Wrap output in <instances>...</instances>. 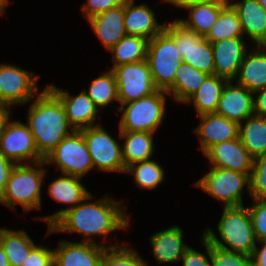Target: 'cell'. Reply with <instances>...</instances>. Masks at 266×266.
I'll return each instance as SVG.
<instances>
[{"label": "cell", "mask_w": 266, "mask_h": 266, "mask_svg": "<svg viewBox=\"0 0 266 266\" xmlns=\"http://www.w3.org/2000/svg\"><path fill=\"white\" fill-rule=\"evenodd\" d=\"M91 198L92 194L76 207L66 211L51 227L48 226L47 233H78L85 238L81 242L97 244L93 236H103L105 239L116 230L129 228L130 218L126 213V206L123 207L121 201H115L106 195L94 202L89 201Z\"/></svg>", "instance_id": "1"}, {"label": "cell", "mask_w": 266, "mask_h": 266, "mask_svg": "<svg viewBox=\"0 0 266 266\" xmlns=\"http://www.w3.org/2000/svg\"><path fill=\"white\" fill-rule=\"evenodd\" d=\"M27 125L43 158L75 131L68 122L62 102L47 86L30 105Z\"/></svg>", "instance_id": "2"}, {"label": "cell", "mask_w": 266, "mask_h": 266, "mask_svg": "<svg viewBox=\"0 0 266 266\" xmlns=\"http://www.w3.org/2000/svg\"><path fill=\"white\" fill-rule=\"evenodd\" d=\"M217 230L221 240L218 239L214 231L209 227L204 231L202 237L211 245L222 250L247 256L252 255L257 240L248 207H224Z\"/></svg>", "instance_id": "3"}, {"label": "cell", "mask_w": 266, "mask_h": 266, "mask_svg": "<svg viewBox=\"0 0 266 266\" xmlns=\"http://www.w3.org/2000/svg\"><path fill=\"white\" fill-rule=\"evenodd\" d=\"M34 165V166H33ZM45 161L32 164H17L13 168L0 203L12 210L20 204L24 210L41 209V187L46 174Z\"/></svg>", "instance_id": "4"}, {"label": "cell", "mask_w": 266, "mask_h": 266, "mask_svg": "<svg viewBox=\"0 0 266 266\" xmlns=\"http://www.w3.org/2000/svg\"><path fill=\"white\" fill-rule=\"evenodd\" d=\"M166 95H169L166 91L156 90L151 95L121 104L118 107V111H122L119 130L155 133L163 123Z\"/></svg>", "instance_id": "5"}, {"label": "cell", "mask_w": 266, "mask_h": 266, "mask_svg": "<svg viewBox=\"0 0 266 266\" xmlns=\"http://www.w3.org/2000/svg\"><path fill=\"white\" fill-rule=\"evenodd\" d=\"M146 60L157 90L167 91L173 85L182 55L174 37L165 28L149 40Z\"/></svg>", "instance_id": "6"}, {"label": "cell", "mask_w": 266, "mask_h": 266, "mask_svg": "<svg viewBox=\"0 0 266 266\" xmlns=\"http://www.w3.org/2000/svg\"><path fill=\"white\" fill-rule=\"evenodd\" d=\"M249 177L250 174L211 166V170L197 180L195 185L218 201H222L224 207H237L243 206L242 195L245 185L249 193Z\"/></svg>", "instance_id": "7"}, {"label": "cell", "mask_w": 266, "mask_h": 266, "mask_svg": "<svg viewBox=\"0 0 266 266\" xmlns=\"http://www.w3.org/2000/svg\"><path fill=\"white\" fill-rule=\"evenodd\" d=\"M46 165L59 167L62 174L82 178L93 170L91 156L81 131L65 137L45 158Z\"/></svg>", "instance_id": "8"}, {"label": "cell", "mask_w": 266, "mask_h": 266, "mask_svg": "<svg viewBox=\"0 0 266 266\" xmlns=\"http://www.w3.org/2000/svg\"><path fill=\"white\" fill-rule=\"evenodd\" d=\"M165 29L174 37L182 55V61L208 75L215 74L211 43L201 34L189 30L176 19L165 22Z\"/></svg>", "instance_id": "9"}, {"label": "cell", "mask_w": 266, "mask_h": 266, "mask_svg": "<svg viewBox=\"0 0 266 266\" xmlns=\"http://www.w3.org/2000/svg\"><path fill=\"white\" fill-rule=\"evenodd\" d=\"M101 124L80 130L86 141L93 168L106 172H125L122 146Z\"/></svg>", "instance_id": "10"}, {"label": "cell", "mask_w": 266, "mask_h": 266, "mask_svg": "<svg viewBox=\"0 0 266 266\" xmlns=\"http://www.w3.org/2000/svg\"><path fill=\"white\" fill-rule=\"evenodd\" d=\"M0 152L16 165L17 163L34 164L44 160L36 148L28 125L19 120L12 122L10 116L0 134Z\"/></svg>", "instance_id": "11"}, {"label": "cell", "mask_w": 266, "mask_h": 266, "mask_svg": "<svg viewBox=\"0 0 266 266\" xmlns=\"http://www.w3.org/2000/svg\"><path fill=\"white\" fill-rule=\"evenodd\" d=\"M38 76L11 64H0V105H25L37 94Z\"/></svg>", "instance_id": "12"}, {"label": "cell", "mask_w": 266, "mask_h": 266, "mask_svg": "<svg viewBox=\"0 0 266 266\" xmlns=\"http://www.w3.org/2000/svg\"><path fill=\"white\" fill-rule=\"evenodd\" d=\"M112 71L116 77L120 104L138 100L157 90L147 60L120 65Z\"/></svg>", "instance_id": "13"}, {"label": "cell", "mask_w": 266, "mask_h": 266, "mask_svg": "<svg viewBox=\"0 0 266 266\" xmlns=\"http://www.w3.org/2000/svg\"><path fill=\"white\" fill-rule=\"evenodd\" d=\"M120 245L92 244L60 240L57 249L53 250L54 266H102L107 248Z\"/></svg>", "instance_id": "14"}, {"label": "cell", "mask_w": 266, "mask_h": 266, "mask_svg": "<svg viewBox=\"0 0 266 266\" xmlns=\"http://www.w3.org/2000/svg\"><path fill=\"white\" fill-rule=\"evenodd\" d=\"M203 154L213 167L251 174L254 158L243 146L240 138L214 144Z\"/></svg>", "instance_id": "15"}, {"label": "cell", "mask_w": 266, "mask_h": 266, "mask_svg": "<svg viewBox=\"0 0 266 266\" xmlns=\"http://www.w3.org/2000/svg\"><path fill=\"white\" fill-rule=\"evenodd\" d=\"M62 102L69 124L75 131H80L95 124L100 109L88 97L85 90H82L76 96H70L67 90L59 89L55 85L47 86Z\"/></svg>", "instance_id": "16"}, {"label": "cell", "mask_w": 266, "mask_h": 266, "mask_svg": "<svg viewBox=\"0 0 266 266\" xmlns=\"http://www.w3.org/2000/svg\"><path fill=\"white\" fill-rule=\"evenodd\" d=\"M232 83V80L226 82L215 113L240 124L254 114V94L244 86Z\"/></svg>", "instance_id": "17"}, {"label": "cell", "mask_w": 266, "mask_h": 266, "mask_svg": "<svg viewBox=\"0 0 266 266\" xmlns=\"http://www.w3.org/2000/svg\"><path fill=\"white\" fill-rule=\"evenodd\" d=\"M48 194L56 202L69 205L67 208L58 210L53 215L39 218L51 227L66 211L76 207L91 193L82 185L81 178L63 174L48 186Z\"/></svg>", "instance_id": "18"}, {"label": "cell", "mask_w": 266, "mask_h": 266, "mask_svg": "<svg viewBox=\"0 0 266 266\" xmlns=\"http://www.w3.org/2000/svg\"><path fill=\"white\" fill-rule=\"evenodd\" d=\"M215 74L234 81L241 63L248 52L243 37L230 38L211 43Z\"/></svg>", "instance_id": "19"}, {"label": "cell", "mask_w": 266, "mask_h": 266, "mask_svg": "<svg viewBox=\"0 0 266 266\" xmlns=\"http://www.w3.org/2000/svg\"><path fill=\"white\" fill-rule=\"evenodd\" d=\"M199 124L193 131L200 140L204 153L209 147L220 142L239 138V123L216 113L200 115Z\"/></svg>", "instance_id": "20"}, {"label": "cell", "mask_w": 266, "mask_h": 266, "mask_svg": "<svg viewBox=\"0 0 266 266\" xmlns=\"http://www.w3.org/2000/svg\"><path fill=\"white\" fill-rule=\"evenodd\" d=\"M124 25L127 35H136L148 40L157 36L164 28V24L156 21L155 14L145 3L134 5L133 0L124 3Z\"/></svg>", "instance_id": "21"}, {"label": "cell", "mask_w": 266, "mask_h": 266, "mask_svg": "<svg viewBox=\"0 0 266 266\" xmlns=\"http://www.w3.org/2000/svg\"><path fill=\"white\" fill-rule=\"evenodd\" d=\"M88 22L107 51L127 35L124 25V4L90 18Z\"/></svg>", "instance_id": "22"}, {"label": "cell", "mask_w": 266, "mask_h": 266, "mask_svg": "<svg viewBox=\"0 0 266 266\" xmlns=\"http://www.w3.org/2000/svg\"><path fill=\"white\" fill-rule=\"evenodd\" d=\"M149 239L158 264L179 262L190 247L183 242V231L177 225L156 232Z\"/></svg>", "instance_id": "23"}, {"label": "cell", "mask_w": 266, "mask_h": 266, "mask_svg": "<svg viewBox=\"0 0 266 266\" xmlns=\"http://www.w3.org/2000/svg\"><path fill=\"white\" fill-rule=\"evenodd\" d=\"M238 14L244 35L259 45L266 39V11L258 0H240L230 3Z\"/></svg>", "instance_id": "24"}, {"label": "cell", "mask_w": 266, "mask_h": 266, "mask_svg": "<svg viewBox=\"0 0 266 266\" xmlns=\"http://www.w3.org/2000/svg\"><path fill=\"white\" fill-rule=\"evenodd\" d=\"M246 53L234 80L251 92L266 88V55L258 45Z\"/></svg>", "instance_id": "25"}, {"label": "cell", "mask_w": 266, "mask_h": 266, "mask_svg": "<svg viewBox=\"0 0 266 266\" xmlns=\"http://www.w3.org/2000/svg\"><path fill=\"white\" fill-rule=\"evenodd\" d=\"M153 134L119 130V138L125 140L122 145L125 168L137 162L151 160L155 148Z\"/></svg>", "instance_id": "26"}, {"label": "cell", "mask_w": 266, "mask_h": 266, "mask_svg": "<svg viewBox=\"0 0 266 266\" xmlns=\"http://www.w3.org/2000/svg\"><path fill=\"white\" fill-rule=\"evenodd\" d=\"M227 5L228 3L220 0L199 3L186 8L189 10V19H177V21L204 37Z\"/></svg>", "instance_id": "27"}, {"label": "cell", "mask_w": 266, "mask_h": 266, "mask_svg": "<svg viewBox=\"0 0 266 266\" xmlns=\"http://www.w3.org/2000/svg\"><path fill=\"white\" fill-rule=\"evenodd\" d=\"M208 76V74L182 61L176 70L173 85L166 92L171 96L173 95L175 101L186 103Z\"/></svg>", "instance_id": "28"}, {"label": "cell", "mask_w": 266, "mask_h": 266, "mask_svg": "<svg viewBox=\"0 0 266 266\" xmlns=\"http://www.w3.org/2000/svg\"><path fill=\"white\" fill-rule=\"evenodd\" d=\"M0 243L10 266H22L31 251L37 246L24 230L0 228Z\"/></svg>", "instance_id": "29"}, {"label": "cell", "mask_w": 266, "mask_h": 266, "mask_svg": "<svg viewBox=\"0 0 266 266\" xmlns=\"http://www.w3.org/2000/svg\"><path fill=\"white\" fill-rule=\"evenodd\" d=\"M228 80L218 75H209L200 88L186 101L193 103L198 116L215 113L223 88Z\"/></svg>", "instance_id": "30"}, {"label": "cell", "mask_w": 266, "mask_h": 266, "mask_svg": "<svg viewBox=\"0 0 266 266\" xmlns=\"http://www.w3.org/2000/svg\"><path fill=\"white\" fill-rule=\"evenodd\" d=\"M148 43L149 40L141 36H124L114 47L109 50L110 53L113 54V66L110 67V70H113L115 67L120 65L146 60Z\"/></svg>", "instance_id": "31"}, {"label": "cell", "mask_w": 266, "mask_h": 266, "mask_svg": "<svg viewBox=\"0 0 266 266\" xmlns=\"http://www.w3.org/2000/svg\"><path fill=\"white\" fill-rule=\"evenodd\" d=\"M239 124V138L253 158L266 154V117L253 114Z\"/></svg>", "instance_id": "32"}, {"label": "cell", "mask_w": 266, "mask_h": 266, "mask_svg": "<svg viewBox=\"0 0 266 266\" xmlns=\"http://www.w3.org/2000/svg\"><path fill=\"white\" fill-rule=\"evenodd\" d=\"M237 37H243L241 23L236 11L228 4L204 38L213 43Z\"/></svg>", "instance_id": "33"}, {"label": "cell", "mask_w": 266, "mask_h": 266, "mask_svg": "<svg viewBox=\"0 0 266 266\" xmlns=\"http://www.w3.org/2000/svg\"><path fill=\"white\" fill-rule=\"evenodd\" d=\"M84 90L100 110L114 102V100L119 102L116 77L112 70L95 78L91 82L88 91Z\"/></svg>", "instance_id": "34"}, {"label": "cell", "mask_w": 266, "mask_h": 266, "mask_svg": "<svg viewBox=\"0 0 266 266\" xmlns=\"http://www.w3.org/2000/svg\"><path fill=\"white\" fill-rule=\"evenodd\" d=\"M125 172L134 175L135 184L141 189H155L165 178L163 168L154 160L134 163Z\"/></svg>", "instance_id": "35"}, {"label": "cell", "mask_w": 266, "mask_h": 266, "mask_svg": "<svg viewBox=\"0 0 266 266\" xmlns=\"http://www.w3.org/2000/svg\"><path fill=\"white\" fill-rule=\"evenodd\" d=\"M124 246L107 248L102 266H148L138 252Z\"/></svg>", "instance_id": "36"}, {"label": "cell", "mask_w": 266, "mask_h": 266, "mask_svg": "<svg viewBox=\"0 0 266 266\" xmlns=\"http://www.w3.org/2000/svg\"><path fill=\"white\" fill-rule=\"evenodd\" d=\"M249 183L251 199H266V154L254 158Z\"/></svg>", "instance_id": "37"}, {"label": "cell", "mask_w": 266, "mask_h": 266, "mask_svg": "<svg viewBox=\"0 0 266 266\" xmlns=\"http://www.w3.org/2000/svg\"><path fill=\"white\" fill-rule=\"evenodd\" d=\"M211 266H253L251 256L222 250L210 244Z\"/></svg>", "instance_id": "38"}, {"label": "cell", "mask_w": 266, "mask_h": 266, "mask_svg": "<svg viewBox=\"0 0 266 266\" xmlns=\"http://www.w3.org/2000/svg\"><path fill=\"white\" fill-rule=\"evenodd\" d=\"M253 205L248 206L251 215L254 234L257 241L266 240V199H253Z\"/></svg>", "instance_id": "39"}, {"label": "cell", "mask_w": 266, "mask_h": 266, "mask_svg": "<svg viewBox=\"0 0 266 266\" xmlns=\"http://www.w3.org/2000/svg\"><path fill=\"white\" fill-rule=\"evenodd\" d=\"M126 0H88L85 3L81 11L86 19L93 18L107 10L123 5Z\"/></svg>", "instance_id": "40"}, {"label": "cell", "mask_w": 266, "mask_h": 266, "mask_svg": "<svg viewBox=\"0 0 266 266\" xmlns=\"http://www.w3.org/2000/svg\"><path fill=\"white\" fill-rule=\"evenodd\" d=\"M202 241L206 248L205 255L202 252L189 247L181 258L183 266H211L210 243L204 237L202 238Z\"/></svg>", "instance_id": "41"}, {"label": "cell", "mask_w": 266, "mask_h": 266, "mask_svg": "<svg viewBox=\"0 0 266 266\" xmlns=\"http://www.w3.org/2000/svg\"><path fill=\"white\" fill-rule=\"evenodd\" d=\"M22 266H53V250L42 245L36 246Z\"/></svg>", "instance_id": "42"}, {"label": "cell", "mask_w": 266, "mask_h": 266, "mask_svg": "<svg viewBox=\"0 0 266 266\" xmlns=\"http://www.w3.org/2000/svg\"><path fill=\"white\" fill-rule=\"evenodd\" d=\"M15 163L8 160L1 152H0V197L5 191L7 181L9 180L10 174L15 167Z\"/></svg>", "instance_id": "43"}, {"label": "cell", "mask_w": 266, "mask_h": 266, "mask_svg": "<svg viewBox=\"0 0 266 266\" xmlns=\"http://www.w3.org/2000/svg\"><path fill=\"white\" fill-rule=\"evenodd\" d=\"M257 97L253 98L254 114L266 117V88L253 92Z\"/></svg>", "instance_id": "44"}, {"label": "cell", "mask_w": 266, "mask_h": 266, "mask_svg": "<svg viewBox=\"0 0 266 266\" xmlns=\"http://www.w3.org/2000/svg\"><path fill=\"white\" fill-rule=\"evenodd\" d=\"M257 244H261V248L258 249L257 245L251 255L253 266H266V240L257 241Z\"/></svg>", "instance_id": "45"}, {"label": "cell", "mask_w": 266, "mask_h": 266, "mask_svg": "<svg viewBox=\"0 0 266 266\" xmlns=\"http://www.w3.org/2000/svg\"><path fill=\"white\" fill-rule=\"evenodd\" d=\"M164 2H168L172 5H175L176 7H181V8H188L190 6L199 4V3H205V2H209L212 0H163Z\"/></svg>", "instance_id": "46"}, {"label": "cell", "mask_w": 266, "mask_h": 266, "mask_svg": "<svg viewBox=\"0 0 266 266\" xmlns=\"http://www.w3.org/2000/svg\"><path fill=\"white\" fill-rule=\"evenodd\" d=\"M10 116L9 107L0 105V134L2 133L3 127Z\"/></svg>", "instance_id": "47"}, {"label": "cell", "mask_w": 266, "mask_h": 266, "mask_svg": "<svg viewBox=\"0 0 266 266\" xmlns=\"http://www.w3.org/2000/svg\"><path fill=\"white\" fill-rule=\"evenodd\" d=\"M0 266H10L6 253L0 243Z\"/></svg>", "instance_id": "48"}, {"label": "cell", "mask_w": 266, "mask_h": 266, "mask_svg": "<svg viewBox=\"0 0 266 266\" xmlns=\"http://www.w3.org/2000/svg\"><path fill=\"white\" fill-rule=\"evenodd\" d=\"M9 3V0H0V15L4 13L5 7H7Z\"/></svg>", "instance_id": "49"}, {"label": "cell", "mask_w": 266, "mask_h": 266, "mask_svg": "<svg viewBox=\"0 0 266 266\" xmlns=\"http://www.w3.org/2000/svg\"><path fill=\"white\" fill-rule=\"evenodd\" d=\"M259 48H263L262 50L264 51L265 55H266V39H264L259 45Z\"/></svg>", "instance_id": "50"}, {"label": "cell", "mask_w": 266, "mask_h": 266, "mask_svg": "<svg viewBox=\"0 0 266 266\" xmlns=\"http://www.w3.org/2000/svg\"><path fill=\"white\" fill-rule=\"evenodd\" d=\"M262 8L266 11V0H258Z\"/></svg>", "instance_id": "51"}, {"label": "cell", "mask_w": 266, "mask_h": 266, "mask_svg": "<svg viewBox=\"0 0 266 266\" xmlns=\"http://www.w3.org/2000/svg\"><path fill=\"white\" fill-rule=\"evenodd\" d=\"M220 1H223V2H225V3H228V4H230V3H231V1H230V0H220Z\"/></svg>", "instance_id": "52"}]
</instances>
